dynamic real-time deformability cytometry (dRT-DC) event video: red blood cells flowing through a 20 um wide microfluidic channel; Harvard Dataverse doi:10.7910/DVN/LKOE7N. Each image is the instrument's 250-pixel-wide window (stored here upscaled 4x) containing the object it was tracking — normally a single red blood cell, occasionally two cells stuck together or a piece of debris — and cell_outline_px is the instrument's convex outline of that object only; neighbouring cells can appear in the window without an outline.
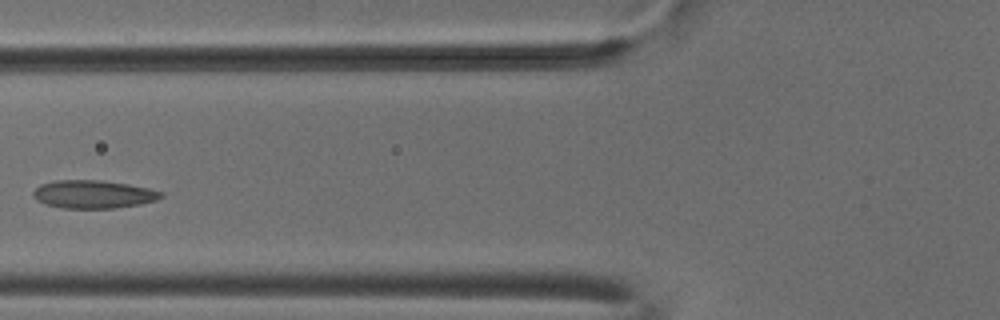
{"species": "common noctule bat (a hibernating species)", "species_latin": "Nyctalus noctula", "temperature_condition": "cold", "stored_images_in_passage": 5, "camera_frame_rate_fps": 3000, "um_per_image_px": 0.085, "animal": {"sex": "male", "body_mass_g": 18.8}, "frame": {"image": 1, "passage_image": 3, "time_ms": 0.667, "image_size_px": [1000, 320], "cell_outline_px": [[164, 196], [156, 200], [140, 204], [116, 208], [64, 208], [44, 204], [36, 200], [32, 196], [32, 192], [40, 184], [56, 180], [100, 180], [128, 184], [148, 188], [164, 192]], "centroid_in_image_um": [7.92, 16.51], "position_along_channel_um": 117.9, "area_um2": 21.04}}
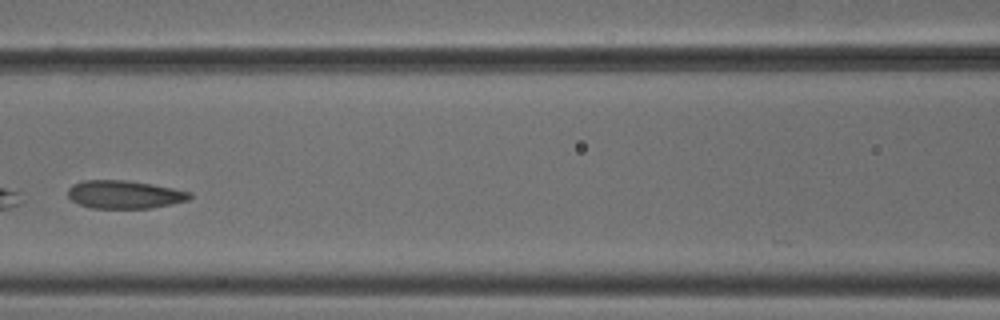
{"frame": {"image": 2, "passage_image": 4, "time_ms": 1.0, "image_size_px": [1000, 320], "cell_outline_px": [[192, 196], [188, 200], [172, 204], [152, 208], [92, 208], [80, 204], [72, 200], [68, 196], [68, 188], [72, 184], [84, 180], [124, 180], [152, 184], [192, 192]], "centroid_in_image_um": [10.59, 16.53], "position_along_channel_um": 156.0, "area_um2": 19.94}}